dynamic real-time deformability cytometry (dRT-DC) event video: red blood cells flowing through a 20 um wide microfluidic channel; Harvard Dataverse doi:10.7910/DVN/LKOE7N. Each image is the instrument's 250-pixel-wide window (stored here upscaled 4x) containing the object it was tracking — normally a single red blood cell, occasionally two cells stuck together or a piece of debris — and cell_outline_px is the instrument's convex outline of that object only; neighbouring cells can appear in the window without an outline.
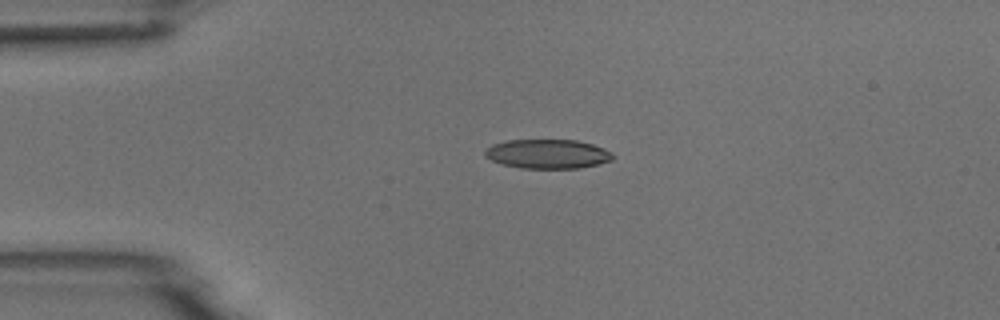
{"species": "common noctule bat (a hibernating species)", "species_latin": "Nyctalus noctula", "temperature_condition": "room temperature", "stored_images_in_passage": 4, "camera_frame_rate_fps": 3000, "um_per_image_px": 0.085, "animal": {"sex": "male", "body_mass_g": 18.8}, "frame": {"image": 1, "passage_image": 3, "time_ms": 3.0, "image_size_px": [1000, 320], "cell_outline_px": [[612, 160], [580, 168], [520, 168], [504, 164], [492, 160], [484, 156], [484, 152], [492, 144], [504, 140], [576, 140], [592, 144], [604, 148], [612, 152]], "centroid_in_image_um": [46.53, 13.08], "position_along_channel_um": 38.5, "area_um2": 21.68}}